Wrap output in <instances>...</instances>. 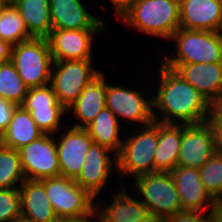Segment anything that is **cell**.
Instances as JSON below:
<instances>
[{"instance_id":"1","label":"cell","mask_w":222,"mask_h":222,"mask_svg":"<svg viewBox=\"0 0 222 222\" xmlns=\"http://www.w3.org/2000/svg\"><path fill=\"white\" fill-rule=\"evenodd\" d=\"M160 64V87L153 97V108L160 114L153 112L154 120L163 124H198L208 121L213 107L209 101L174 69L162 62ZM157 114L162 117L158 119Z\"/></svg>"},{"instance_id":"2","label":"cell","mask_w":222,"mask_h":222,"mask_svg":"<svg viewBox=\"0 0 222 222\" xmlns=\"http://www.w3.org/2000/svg\"><path fill=\"white\" fill-rule=\"evenodd\" d=\"M179 0H135L119 17L141 33L170 40L180 28Z\"/></svg>"},{"instance_id":"3","label":"cell","mask_w":222,"mask_h":222,"mask_svg":"<svg viewBox=\"0 0 222 222\" xmlns=\"http://www.w3.org/2000/svg\"><path fill=\"white\" fill-rule=\"evenodd\" d=\"M40 181L59 220H85L95 217V198L74 179L56 176Z\"/></svg>"},{"instance_id":"4","label":"cell","mask_w":222,"mask_h":222,"mask_svg":"<svg viewBox=\"0 0 222 222\" xmlns=\"http://www.w3.org/2000/svg\"><path fill=\"white\" fill-rule=\"evenodd\" d=\"M170 41L176 42L178 56H165L163 64L222 62V32L179 28Z\"/></svg>"},{"instance_id":"5","label":"cell","mask_w":222,"mask_h":222,"mask_svg":"<svg viewBox=\"0 0 222 222\" xmlns=\"http://www.w3.org/2000/svg\"><path fill=\"white\" fill-rule=\"evenodd\" d=\"M132 136H125L117 155V173L137 177L154 172V155L159 142V122H152Z\"/></svg>"},{"instance_id":"6","label":"cell","mask_w":222,"mask_h":222,"mask_svg":"<svg viewBox=\"0 0 222 222\" xmlns=\"http://www.w3.org/2000/svg\"><path fill=\"white\" fill-rule=\"evenodd\" d=\"M10 61L28 88L50 84L53 58L47 38H33L12 46Z\"/></svg>"},{"instance_id":"7","label":"cell","mask_w":222,"mask_h":222,"mask_svg":"<svg viewBox=\"0 0 222 222\" xmlns=\"http://www.w3.org/2000/svg\"><path fill=\"white\" fill-rule=\"evenodd\" d=\"M133 189L141 193V202L150 217L166 220L181 211L180 197L175 181L168 172L145 173L134 178Z\"/></svg>"},{"instance_id":"8","label":"cell","mask_w":222,"mask_h":222,"mask_svg":"<svg viewBox=\"0 0 222 222\" xmlns=\"http://www.w3.org/2000/svg\"><path fill=\"white\" fill-rule=\"evenodd\" d=\"M91 62L92 60L53 61L50 85L54 89L58 102L66 109L101 73L92 67Z\"/></svg>"},{"instance_id":"9","label":"cell","mask_w":222,"mask_h":222,"mask_svg":"<svg viewBox=\"0 0 222 222\" xmlns=\"http://www.w3.org/2000/svg\"><path fill=\"white\" fill-rule=\"evenodd\" d=\"M55 137L43 134L38 139L18 149L26 179L42 180L60 176Z\"/></svg>"},{"instance_id":"10","label":"cell","mask_w":222,"mask_h":222,"mask_svg":"<svg viewBox=\"0 0 222 222\" xmlns=\"http://www.w3.org/2000/svg\"><path fill=\"white\" fill-rule=\"evenodd\" d=\"M216 151L214 132L209 121L182 124L179 166L200 169Z\"/></svg>"},{"instance_id":"11","label":"cell","mask_w":222,"mask_h":222,"mask_svg":"<svg viewBox=\"0 0 222 222\" xmlns=\"http://www.w3.org/2000/svg\"><path fill=\"white\" fill-rule=\"evenodd\" d=\"M31 113L32 119L44 134L53 135L61 129V116L67 109L58 102L53 87L49 84L42 87L29 88L21 105Z\"/></svg>"},{"instance_id":"12","label":"cell","mask_w":222,"mask_h":222,"mask_svg":"<svg viewBox=\"0 0 222 222\" xmlns=\"http://www.w3.org/2000/svg\"><path fill=\"white\" fill-rule=\"evenodd\" d=\"M105 105L116 116L142 123L143 126L154 122L153 96L144 98L139 91L113 86L106 83Z\"/></svg>"},{"instance_id":"13","label":"cell","mask_w":222,"mask_h":222,"mask_svg":"<svg viewBox=\"0 0 222 222\" xmlns=\"http://www.w3.org/2000/svg\"><path fill=\"white\" fill-rule=\"evenodd\" d=\"M105 29H52L47 37L53 61L92 60L93 36Z\"/></svg>"},{"instance_id":"14","label":"cell","mask_w":222,"mask_h":222,"mask_svg":"<svg viewBox=\"0 0 222 222\" xmlns=\"http://www.w3.org/2000/svg\"><path fill=\"white\" fill-rule=\"evenodd\" d=\"M60 135V142L56 143L60 176L75 180L93 140L84 128L68 127L67 132Z\"/></svg>"},{"instance_id":"15","label":"cell","mask_w":222,"mask_h":222,"mask_svg":"<svg viewBox=\"0 0 222 222\" xmlns=\"http://www.w3.org/2000/svg\"><path fill=\"white\" fill-rule=\"evenodd\" d=\"M174 69L214 106L222 91V62L165 64Z\"/></svg>"},{"instance_id":"16","label":"cell","mask_w":222,"mask_h":222,"mask_svg":"<svg viewBox=\"0 0 222 222\" xmlns=\"http://www.w3.org/2000/svg\"><path fill=\"white\" fill-rule=\"evenodd\" d=\"M110 152L112 151L106 147L93 142L85 156L82 171L75 179V182L94 198H97L102 188L105 187L113 164L115 171H117V158L114 160L112 157L110 158L108 156Z\"/></svg>"},{"instance_id":"17","label":"cell","mask_w":222,"mask_h":222,"mask_svg":"<svg viewBox=\"0 0 222 222\" xmlns=\"http://www.w3.org/2000/svg\"><path fill=\"white\" fill-rule=\"evenodd\" d=\"M182 210L208 212L216 201L206 191L199 169L177 165L171 172ZM210 208V209H209Z\"/></svg>"},{"instance_id":"18","label":"cell","mask_w":222,"mask_h":222,"mask_svg":"<svg viewBox=\"0 0 222 222\" xmlns=\"http://www.w3.org/2000/svg\"><path fill=\"white\" fill-rule=\"evenodd\" d=\"M180 28L222 32V0H179Z\"/></svg>"},{"instance_id":"19","label":"cell","mask_w":222,"mask_h":222,"mask_svg":"<svg viewBox=\"0 0 222 222\" xmlns=\"http://www.w3.org/2000/svg\"><path fill=\"white\" fill-rule=\"evenodd\" d=\"M52 29H107L106 23L84 9L80 0H49Z\"/></svg>"},{"instance_id":"20","label":"cell","mask_w":222,"mask_h":222,"mask_svg":"<svg viewBox=\"0 0 222 222\" xmlns=\"http://www.w3.org/2000/svg\"><path fill=\"white\" fill-rule=\"evenodd\" d=\"M21 217L32 222H58L43 183L26 179L19 187Z\"/></svg>"},{"instance_id":"21","label":"cell","mask_w":222,"mask_h":222,"mask_svg":"<svg viewBox=\"0 0 222 222\" xmlns=\"http://www.w3.org/2000/svg\"><path fill=\"white\" fill-rule=\"evenodd\" d=\"M106 82L105 75L101 72L83 89L78 99L67 108V112L73 111L71 113L81 121L76 122L72 127L85 128L106 107Z\"/></svg>"},{"instance_id":"22","label":"cell","mask_w":222,"mask_h":222,"mask_svg":"<svg viewBox=\"0 0 222 222\" xmlns=\"http://www.w3.org/2000/svg\"><path fill=\"white\" fill-rule=\"evenodd\" d=\"M113 195L110 205L96 204L95 219L98 222H145L150 218L145 205L137 198H132L125 189Z\"/></svg>"},{"instance_id":"23","label":"cell","mask_w":222,"mask_h":222,"mask_svg":"<svg viewBox=\"0 0 222 222\" xmlns=\"http://www.w3.org/2000/svg\"><path fill=\"white\" fill-rule=\"evenodd\" d=\"M43 134L31 113L22 106H16L7 129L0 136V144L18 150Z\"/></svg>"},{"instance_id":"24","label":"cell","mask_w":222,"mask_h":222,"mask_svg":"<svg viewBox=\"0 0 222 222\" xmlns=\"http://www.w3.org/2000/svg\"><path fill=\"white\" fill-rule=\"evenodd\" d=\"M182 124L159 123V142L154 155V172L170 173L178 165Z\"/></svg>"},{"instance_id":"25","label":"cell","mask_w":222,"mask_h":222,"mask_svg":"<svg viewBox=\"0 0 222 222\" xmlns=\"http://www.w3.org/2000/svg\"><path fill=\"white\" fill-rule=\"evenodd\" d=\"M33 38H47L52 30L49 0H10Z\"/></svg>"},{"instance_id":"26","label":"cell","mask_w":222,"mask_h":222,"mask_svg":"<svg viewBox=\"0 0 222 222\" xmlns=\"http://www.w3.org/2000/svg\"><path fill=\"white\" fill-rule=\"evenodd\" d=\"M84 129L94 143L111 150L112 157L117 158L123 143L119 135L122 128H120L115 114L109 108L104 107Z\"/></svg>"},{"instance_id":"27","label":"cell","mask_w":222,"mask_h":222,"mask_svg":"<svg viewBox=\"0 0 222 222\" xmlns=\"http://www.w3.org/2000/svg\"><path fill=\"white\" fill-rule=\"evenodd\" d=\"M0 39L11 46L33 39L11 2L0 13Z\"/></svg>"},{"instance_id":"28","label":"cell","mask_w":222,"mask_h":222,"mask_svg":"<svg viewBox=\"0 0 222 222\" xmlns=\"http://www.w3.org/2000/svg\"><path fill=\"white\" fill-rule=\"evenodd\" d=\"M28 89L10 60L0 64V98L21 106Z\"/></svg>"},{"instance_id":"29","label":"cell","mask_w":222,"mask_h":222,"mask_svg":"<svg viewBox=\"0 0 222 222\" xmlns=\"http://www.w3.org/2000/svg\"><path fill=\"white\" fill-rule=\"evenodd\" d=\"M25 180L19 151L0 144V189L15 188Z\"/></svg>"},{"instance_id":"30","label":"cell","mask_w":222,"mask_h":222,"mask_svg":"<svg viewBox=\"0 0 222 222\" xmlns=\"http://www.w3.org/2000/svg\"><path fill=\"white\" fill-rule=\"evenodd\" d=\"M199 173L206 191L217 201L222 196V153L216 151Z\"/></svg>"},{"instance_id":"31","label":"cell","mask_w":222,"mask_h":222,"mask_svg":"<svg viewBox=\"0 0 222 222\" xmlns=\"http://www.w3.org/2000/svg\"><path fill=\"white\" fill-rule=\"evenodd\" d=\"M19 187L0 189V222H14L21 217Z\"/></svg>"},{"instance_id":"32","label":"cell","mask_w":222,"mask_h":222,"mask_svg":"<svg viewBox=\"0 0 222 222\" xmlns=\"http://www.w3.org/2000/svg\"><path fill=\"white\" fill-rule=\"evenodd\" d=\"M208 121L214 132L216 149L222 153V107L213 106Z\"/></svg>"},{"instance_id":"33","label":"cell","mask_w":222,"mask_h":222,"mask_svg":"<svg viewBox=\"0 0 222 222\" xmlns=\"http://www.w3.org/2000/svg\"><path fill=\"white\" fill-rule=\"evenodd\" d=\"M165 222H209V213L181 210L170 215Z\"/></svg>"},{"instance_id":"34","label":"cell","mask_w":222,"mask_h":222,"mask_svg":"<svg viewBox=\"0 0 222 222\" xmlns=\"http://www.w3.org/2000/svg\"><path fill=\"white\" fill-rule=\"evenodd\" d=\"M15 107L13 103L0 98V136L7 129Z\"/></svg>"},{"instance_id":"35","label":"cell","mask_w":222,"mask_h":222,"mask_svg":"<svg viewBox=\"0 0 222 222\" xmlns=\"http://www.w3.org/2000/svg\"><path fill=\"white\" fill-rule=\"evenodd\" d=\"M114 6V12L118 18L135 0H109Z\"/></svg>"},{"instance_id":"36","label":"cell","mask_w":222,"mask_h":222,"mask_svg":"<svg viewBox=\"0 0 222 222\" xmlns=\"http://www.w3.org/2000/svg\"><path fill=\"white\" fill-rule=\"evenodd\" d=\"M11 48V45L0 39V64L10 60Z\"/></svg>"},{"instance_id":"37","label":"cell","mask_w":222,"mask_h":222,"mask_svg":"<svg viewBox=\"0 0 222 222\" xmlns=\"http://www.w3.org/2000/svg\"><path fill=\"white\" fill-rule=\"evenodd\" d=\"M207 213H209V222H222V210H220L216 205Z\"/></svg>"},{"instance_id":"38","label":"cell","mask_w":222,"mask_h":222,"mask_svg":"<svg viewBox=\"0 0 222 222\" xmlns=\"http://www.w3.org/2000/svg\"><path fill=\"white\" fill-rule=\"evenodd\" d=\"M10 3V0H0V13L4 10V8Z\"/></svg>"},{"instance_id":"39","label":"cell","mask_w":222,"mask_h":222,"mask_svg":"<svg viewBox=\"0 0 222 222\" xmlns=\"http://www.w3.org/2000/svg\"><path fill=\"white\" fill-rule=\"evenodd\" d=\"M92 219H85V220H59L58 222H90Z\"/></svg>"},{"instance_id":"40","label":"cell","mask_w":222,"mask_h":222,"mask_svg":"<svg viewBox=\"0 0 222 222\" xmlns=\"http://www.w3.org/2000/svg\"><path fill=\"white\" fill-rule=\"evenodd\" d=\"M145 222H165V221L162 220V219L150 217V218H149L148 220H146Z\"/></svg>"},{"instance_id":"41","label":"cell","mask_w":222,"mask_h":222,"mask_svg":"<svg viewBox=\"0 0 222 222\" xmlns=\"http://www.w3.org/2000/svg\"><path fill=\"white\" fill-rule=\"evenodd\" d=\"M216 206L222 210V196L216 201Z\"/></svg>"},{"instance_id":"42","label":"cell","mask_w":222,"mask_h":222,"mask_svg":"<svg viewBox=\"0 0 222 222\" xmlns=\"http://www.w3.org/2000/svg\"><path fill=\"white\" fill-rule=\"evenodd\" d=\"M214 106L222 107V91H221V96H220L219 101Z\"/></svg>"},{"instance_id":"43","label":"cell","mask_w":222,"mask_h":222,"mask_svg":"<svg viewBox=\"0 0 222 222\" xmlns=\"http://www.w3.org/2000/svg\"><path fill=\"white\" fill-rule=\"evenodd\" d=\"M14 222H32V221H29V220H26V219L23 218V217H20V218H18L17 220H15Z\"/></svg>"}]
</instances>
